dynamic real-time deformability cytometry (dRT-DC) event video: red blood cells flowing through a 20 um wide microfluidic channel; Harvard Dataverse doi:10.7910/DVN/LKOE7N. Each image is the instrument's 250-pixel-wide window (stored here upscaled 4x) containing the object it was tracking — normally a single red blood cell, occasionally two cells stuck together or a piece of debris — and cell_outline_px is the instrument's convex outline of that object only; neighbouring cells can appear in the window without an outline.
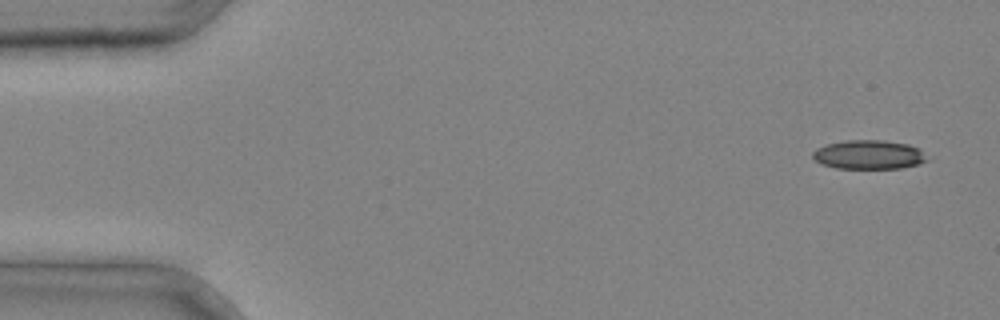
{"species": "common noctule bat (a hibernating species)", "species_latin": "Nyctalus noctula", "temperature_condition": "cold", "stored_images_in_passage": 4, "camera_frame_rate_fps": 3000, "um_per_image_px": 0.085, "animal": {"sex": "male", "body_mass_g": 20.4}, "frame": {"image": 1, "passage_image": 1, "time_ms": 0.0, "image_size_px": [1000, 320], "cell_outline_px": [[928, 160], [920, 164], [904, 168], [836, 168], [820, 164], [812, 156], [812, 152], [816, 148], [828, 144], [844, 140], [884, 140], [908, 144], [920, 148]], "centroid_in_image_um": [73.86, 13.14], "position_along_channel_um": 11.1, "area_um2": 19.48}}
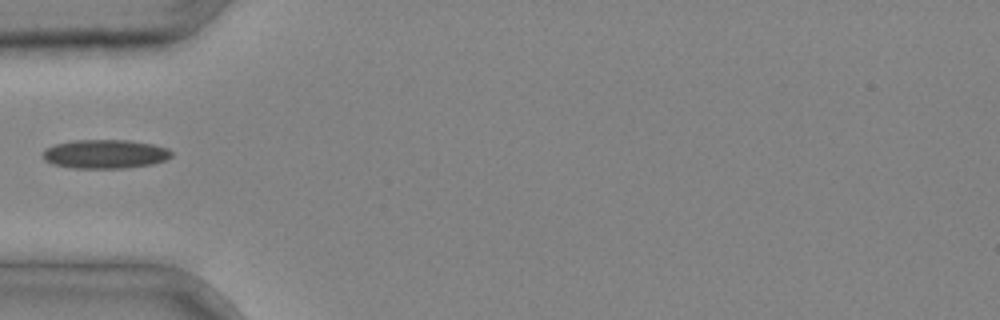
{"frame": {"image": 2, "passage_image": 4, "time_ms": 1.0, "image_size_px": [1000, 320], "cell_outline_px": [[172, 156], [164, 160], [152, 164], [124, 168], [68, 168], [52, 164], [44, 160], [40, 156], [44, 148], [56, 144], [76, 140], [128, 140], [152, 144], [168, 148], [172, 152]], "centroid_in_image_um": [8.88, 13.1], "position_along_channel_um": 76.1, "area_um2": 21.85}}